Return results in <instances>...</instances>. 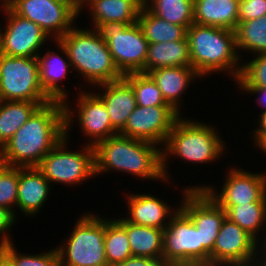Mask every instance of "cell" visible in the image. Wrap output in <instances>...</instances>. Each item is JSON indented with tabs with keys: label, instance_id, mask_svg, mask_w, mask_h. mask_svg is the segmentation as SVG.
Returning <instances> with one entry per match:
<instances>
[{
	"label": "cell",
	"instance_id": "1",
	"mask_svg": "<svg viewBox=\"0 0 266 266\" xmlns=\"http://www.w3.org/2000/svg\"><path fill=\"white\" fill-rule=\"evenodd\" d=\"M64 137L63 102L51 101L40 106L1 148L3 165L37 167Z\"/></svg>",
	"mask_w": 266,
	"mask_h": 266
},
{
	"label": "cell",
	"instance_id": "2",
	"mask_svg": "<svg viewBox=\"0 0 266 266\" xmlns=\"http://www.w3.org/2000/svg\"><path fill=\"white\" fill-rule=\"evenodd\" d=\"M157 144L120 134L100 141L94 146L95 174L117 170L139 178L165 179L162 149Z\"/></svg>",
	"mask_w": 266,
	"mask_h": 266
},
{
	"label": "cell",
	"instance_id": "3",
	"mask_svg": "<svg viewBox=\"0 0 266 266\" xmlns=\"http://www.w3.org/2000/svg\"><path fill=\"white\" fill-rule=\"evenodd\" d=\"M191 67L200 78L216 71H227L236 80L242 65L237 51L235 31L193 23L186 31ZM240 54V55H238ZM238 64V65H237ZM230 70V71H229Z\"/></svg>",
	"mask_w": 266,
	"mask_h": 266
},
{
	"label": "cell",
	"instance_id": "4",
	"mask_svg": "<svg viewBox=\"0 0 266 266\" xmlns=\"http://www.w3.org/2000/svg\"><path fill=\"white\" fill-rule=\"evenodd\" d=\"M58 41L65 47L73 70L84 76L88 83L97 86L124 77L95 29L72 27Z\"/></svg>",
	"mask_w": 266,
	"mask_h": 266
},
{
	"label": "cell",
	"instance_id": "5",
	"mask_svg": "<svg viewBox=\"0 0 266 266\" xmlns=\"http://www.w3.org/2000/svg\"><path fill=\"white\" fill-rule=\"evenodd\" d=\"M215 128L179 117L174 123L168 138L162 147V168L165 181H168L166 160L174 154L188 162L209 163L218 160L225 150L222 138ZM224 149V150H223ZM170 154L169 156H167Z\"/></svg>",
	"mask_w": 266,
	"mask_h": 266
},
{
	"label": "cell",
	"instance_id": "6",
	"mask_svg": "<svg viewBox=\"0 0 266 266\" xmlns=\"http://www.w3.org/2000/svg\"><path fill=\"white\" fill-rule=\"evenodd\" d=\"M63 105L65 137L41 160L37 168L50 183L58 182L72 186L96 175L95 151L94 147L88 144L84 145L81 152L67 151L68 129L74 117L71 108L67 106L69 104L63 103Z\"/></svg>",
	"mask_w": 266,
	"mask_h": 266
},
{
	"label": "cell",
	"instance_id": "7",
	"mask_svg": "<svg viewBox=\"0 0 266 266\" xmlns=\"http://www.w3.org/2000/svg\"><path fill=\"white\" fill-rule=\"evenodd\" d=\"M105 219L92 213L78 219L64 246L56 247L63 266H108L105 247Z\"/></svg>",
	"mask_w": 266,
	"mask_h": 266
},
{
	"label": "cell",
	"instance_id": "8",
	"mask_svg": "<svg viewBox=\"0 0 266 266\" xmlns=\"http://www.w3.org/2000/svg\"><path fill=\"white\" fill-rule=\"evenodd\" d=\"M107 44L118 70L126 75L140 73L146 62L148 41L138 23H99L94 28Z\"/></svg>",
	"mask_w": 266,
	"mask_h": 266
},
{
	"label": "cell",
	"instance_id": "9",
	"mask_svg": "<svg viewBox=\"0 0 266 266\" xmlns=\"http://www.w3.org/2000/svg\"><path fill=\"white\" fill-rule=\"evenodd\" d=\"M49 103L39 82L37 57H11L0 53V101Z\"/></svg>",
	"mask_w": 266,
	"mask_h": 266
},
{
	"label": "cell",
	"instance_id": "10",
	"mask_svg": "<svg viewBox=\"0 0 266 266\" xmlns=\"http://www.w3.org/2000/svg\"><path fill=\"white\" fill-rule=\"evenodd\" d=\"M168 266H203L199 230L180 209L163 229V257Z\"/></svg>",
	"mask_w": 266,
	"mask_h": 266
},
{
	"label": "cell",
	"instance_id": "11",
	"mask_svg": "<svg viewBox=\"0 0 266 266\" xmlns=\"http://www.w3.org/2000/svg\"><path fill=\"white\" fill-rule=\"evenodd\" d=\"M183 196V203L179 208L199 230L200 244H203V266H210V253L213 251L222 222L226 218V211L203 189L186 187Z\"/></svg>",
	"mask_w": 266,
	"mask_h": 266
},
{
	"label": "cell",
	"instance_id": "12",
	"mask_svg": "<svg viewBox=\"0 0 266 266\" xmlns=\"http://www.w3.org/2000/svg\"><path fill=\"white\" fill-rule=\"evenodd\" d=\"M5 4L15 14L38 24L49 37L54 35L55 40L72 28L79 15L68 2L60 0H5Z\"/></svg>",
	"mask_w": 266,
	"mask_h": 266
},
{
	"label": "cell",
	"instance_id": "13",
	"mask_svg": "<svg viewBox=\"0 0 266 266\" xmlns=\"http://www.w3.org/2000/svg\"><path fill=\"white\" fill-rule=\"evenodd\" d=\"M189 189H203L227 211L234 205L266 202V173H249L241 168H231L219 194L212 186H191Z\"/></svg>",
	"mask_w": 266,
	"mask_h": 266
},
{
	"label": "cell",
	"instance_id": "14",
	"mask_svg": "<svg viewBox=\"0 0 266 266\" xmlns=\"http://www.w3.org/2000/svg\"><path fill=\"white\" fill-rule=\"evenodd\" d=\"M1 6L8 22L5 32L0 28V53L11 57H37L48 35L38 24L15 14L5 3Z\"/></svg>",
	"mask_w": 266,
	"mask_h": 266
},
{
	"label": "cell",
	"instance_id": "15",
	"mask_svg": "<svg viewBox=\"0 0 266 266\" xmlns=\"http://www.w3.org/2000/svg\"><path fill=\"white\" fill-rule=\"evenodd\" d=\"M179 117L180 114L171 106L137 105L119 134L164 146Z\"/></svg>",
	"mask_w": 266,
	"mask_h": 266
},
{
	"label": "cell",
	"instance_id": "16",
	"mask_svg": "<svg viewBox=\"0 0 266 266\" xmlns=\"http://www.w3.org/2000/svg\"><path fill=\"white\" fill-rule=\"evenodd\" d=\"M257 247V240L226 217L210 253V266L251 263L258 255Z\"/></svg>",
	"mask_w": 266,
	"mask_h": 266
},
{
	"label": "cell",
	"instance_id": "17",
	"mask_svg": "<svg viewBox=\"0 0 266 266\" xmlns=\"http://www.w3.org/2000/svg\"><path fill=\"white\" fill-rule=\"evenodd\" d=\"M78 122L85 135L92 141L88 143L95 146L102 140L118 134L111 125L110 117L103 101L95 94L87 92L78 95Z\"/></svg>",
	"mask_w": 266,
	"mask_h": 266
},
{
	"label": "cell",
	"instance_id": "18",
	"mask_svg": "<svg viewBox=\"0 0 266 266\" xmlns=\"http://www.w3.org/2000/svg\"><path fill=\"white\" fill-rule=\"evenodd\" d=\"M102 86L103 94H96L104 103L111 120L112 128L119 134L125 127L136 104V98L131 84L123 77L121 79L97 85Z\"/></svg>",
	"mask_w": 266,
	"mask_h": 266
},
{
	"label": "cell",
	"instance_id": "19",
	"mask_svg": "<svg viewBox=\"0 0 266 266\" xmlns=\"http://www.w3.org/2000/svg\"><path fill=\"white\" fill-rule=\"evenodd\" d=\"M50 182L37 167H19L17 206L24 215L34 216L50 195Z\"/></svg>",
	"mask_w": 266,
	"mask_h": 266
},
{
	"label": "cell",
	"instance_id": "20",
	"mask_svg": "<svg viewBox=\"0 0 266 266\" xmlns=\"http://www.w3.org/2000/svg\"><path fill=\"white\" fill-rule=\"evenodd\" d=\"M54 42H57L56 44H58L62 53L65 54L68 62L65 61L59 54L54 53V51L52 53L46 52L42 57L38 55L39 82L44 93L52 101L67 103L68 94L58 83V80H63L66 73L68 74V70L70 69L69 67L72 66L70 60L68 59L65 47L58 40H55Z\"/></svg>",
	"mask_w": 266,
	"mask_h": 266
},
{
	"label": "cell",
	"instance_id": "21",
	"mask_svg": "<svg viewBox=\"0 0 266 266\" xmlns=\"http://www.w3.org/2000/svg\"><path fill=\"white\" fill-rule=\"evenodd\" d=\"M129 207L128 222L139 225L164 229L175 212L161 199L150 194H134L127 197ZM169 217V218H168ZM166 220V222H164ZM168 220V221H167Z\"/></svg>",
	"mask_w": 266,
	"mask_h": 266
},
{
	"label": "cell",
	"instance_id": "22",
	"mask_svg": "<svg viewBox=\"0 0 266 266\" xmlns=\"http://www.w3.org/2000/svg\"><path fill=\"white\" fill-rule=\"evenodd\" d=\"M161 91L163 99L180 114L179 105L181 95L185 93L188 84L200 75L191 66L164 67L147 73ZM199 76V77H198ZM180 97V98H179Z\"/></svg>",
	"mask_w": 266,
	"mask_h": 266
},
{
	"label": "cell",
	"instance_id": "23",
	"mask_svg": "<svg viewBox=\"0 0 266 266\" xmlns=\"http://www.w3.org/2000/svg\"><path fill=\"white\" fill-rule=\"evenodd\" d=\"M238 0H193L194 23L235 31Z\"/></svg>",
	"mask_w": 266,
	"mask_h": 266
},
{
	"label": "cell",
	"instance_id": "24",
	"mask_svg": "<svg viewBox=\"0 0 266 266\" xmlns=\"http://www.w3.org/2000/svg\"><path fill=\"white\" fill-rule=\"evenodd\" d=\"M191 66V56L188 40L171 42L150 43L148 45L147 58L142 74L164 67H188Z\"/></svg>",
	"mask_w": 266,
	"mask_h": 266
},
{
	"label": "cell",
	"instance_id": "25",
	"mask_svg": "<svg viewBox=\"0 0 266 266\" xmlns=\"http://www.w3.org/2000/svg\"><path fill=\"white\" fill-rule=\"evenodd\" d=\"M115 220L127 233L132 256L162 259L163 229L139 226L125 218Z\"/></svg>",
	"mask_w": 266,
	"mask_h": 266
},
{
	"label": "cell",
	"instance_id": "26",
	"mask_svg": "<svg viewBox=\"0 0 266 266\" xmlns=\"http://www.w3.org/2000/svg\"><path fill=\"white\" fill-rule=\"evenodd\" d=\"M88 8L95 26L112 21L135 24L141 10L135 0H94Z\"/></svg>",
	"mask_w": 266,
	"mask_h": 266
},
{
	"label": "cell",
	"instance_id": "27",
	"mask_svg": "<svg viewBox=\"0 0 266 266\" xmlns=\"http://www.w3.org/2000/svg\"><path fill=\"white\" fill-rule=\"evenodd\" d=\"M31 101H0V149L42 105Z\"/></svg>",
	"mask_w": 266,
	"mask_h": 266
},
{
	"label": "cell",
	"instance_id": "28",
	"mask_svg": "<svg viewBox=\"0 0 266 266\" xmlns=\"http://www.w3.org/2000/svg\"><path fill=\"white\" fill-rule=\"evenodd\" d=\"M137 23L149 44L183 40L186 37L187 29L184 26L169 23L147 8H141Z\"/></svg>",
	"mask_w": 266,
	"mask_h": 266
},
{
	"label": "cell",
	"instance_id": "29",
	"mask_svg": "<svg viewBox=\"0 0 266 266\" xmlns=\"http://www.w3.org/2000/svg\"><path fill=\"white\" fill-rule=\"evenodd\" d=\"M104 247L108 266H117L132 256L127 233L115 219H105Z\"/></svg>",
	"mask_w": 266,
	"mask_h": 266
},
{
	"label": "cell",
	"instance_id": "30",
	"mask_svg": "<svg viewBox=\"0 0 266 266\" xmlns=\"http://www.w3.org/2000/svg\"><path fill=\"white\" fill-rule=\"evenodd\" d=\"M226 217L238 224L255 240L258 231L266 224V202H253L231 206L226 211ZM265 223V224H264Z\"/></svg>",
	"mask_w": 266,
	"mask_h": 266
},
{
	"label": "cell",
	"instance_id": "31",
	"mask_svg": "<svg viewBox=\"0 0 266 266\" xmlns=\"http://www.w3.org/2000/svg\"><path fill=\"white\" fill-rule=\"evenodd\" d=\"M146 8L157 17L186 29L194 23L193 0H153Z\"/></svg>",
	"mask_w": 266,
	"mask_h": 266
},
{
	"label": "cell",
	"instance_id": "32",
	"mask_svg": "<svg viewBox=\"0 0 266 266\" xmlns=\"http://www.w3.org/2000/svg\"><path fill=\"white\" fill-rule=\"evenodd\" d=\"M237 50L266 53V15L238 23L235 29Z\"/></svg>",
	"mask_w": 266,
	"mask_h": 266
},
{
	"label": "cell",
	"instance_id": "33",
	"mask_svg": "<svg viewBox=\"0 0 266 266\" xmlns=\"http://www.w3.org/2000/svg\"><path fill=\"white\" fill-rule=\"evenodd\" d=\"M124 78L131 84L139 106H170L163 99L162 94L154 80L148 74L128 73Z\"/></svg>",
	"mask_w": 266,
	"mask_h": 266
},
{
	"label": "cell",
	"instance_id": "34",
	"mask_svg": "<svg viewBox=\"0 0 266 266\" xmlns=\"http://www.w3.org/2000/svg\"><path fill=\"white\" fill-rule=\"evenodd\" d=\"M0 249L15 263V266H63L55 248L46 253L27 255L17 253L11 242L1 245Z\"/></svg>",
	"mask_w": 266,
	"mask_h": 266
},
{
	"label": "cell",
	"instance_id": "35",
	"mask_svg": "<svg viewBox=\"0 0 266 266\" xmlns=\"http://www.w3.org/2000/svg\"><path fill=\"white\" fill-rule=\"evenodd\" d=\"M19 183V167L2 165L0 168V207L12 210L17 205Z\"/></svg>",
	"mask_w": 266,
	"mask_h": 266
},
{
	"label": "cell",
	"instance_id": "36",
	"mask_svg": "<svg viewBox=\"0 0 266 266\" xmlns=\"http://www.w3.org/2000/svg\"><path fill=\"white\" fill-rule=\"evenodd\" d=\"M242 65L239 87H266V53H260L252 61Z\"/></svg>",
	"mask_w": 266,
	"mask_h": 266
},
{
	"label": "cell",
	"instance_id": "37",
	"mask_svg": "<svg viewBox=\"0 0 266 266\" xmlns=\"http://www.w3.org/2000/svg\"><path fill=\"white\" fill-rule=\"evenodd\" d=\"M238 23L266 15V0H244L239 2Z\"/></svg>",
	"mask_w": 266,
	"mask_h": 266
},
{
	"label": "cell",
	"instance_id": "38",
	"mask_svg": "<svg viewBox=\"0 0 266 266\" xmlns=\"http://www.w3.org/2000/svg\"><path fill=\"white\" fill-rule=\"evenodd\" d=\"M16 215H14L10 210L0 207V233L2 236L0 239V246L4 244L11 243V237L8 236L6 232L12 227L15 223Z\"/></svg>",
	"mask_w": 266,
	"mask_h": 266
},
{
	"label": "cell",
	"instance_id": "39",
	"mask_svg": "<svg viewBox=\"0 0 266 266\" xmlns=\"http://www.w3.org/2000/svg\"><path fill=\"white\" fill-rule=\"evenodd\" d=\"M117 266H168L163 259L131 256Z\"/></svg>",
	"mask_w": 266,
	"mask_h": 266
},
{
	"label": "cell",
	"instance_id": "40",
	"mask_svg": "<svg viewBox=\"0 0 266 266\" xmlns=\"http://www.w3.org/2000/svg\"><path fill=\"white\" fill-rule=\"evenodd\" d=\"M242 89V91H246V93H255V94H262L259 99H257L258 103L260 105H262L261 107H264L265 110L263 111H266V87H239V89Z\"/></svg>",
	"mask_w": 266,
	"mask_h": 266
},
{
	"label": "cell",
	"instance_id": "41",
	"mask_svg": "<svg viewBox=\"0 0 266 266\" xmlns=\"http://www.w3.org/2000/svg\"><path fill=\"white\" fill-rule=\"evenodd\" d=\"M259 116V126L255 129L254 135H266V111H263Z\"/></svg>",
	"mask_w": 266,
	"mask_h": 266
},
{
	"label": "cell",
	"instance_id": "42",
	"mask_svg": "<svg viewBox=\"0 0 266 266\" xmlns=\"http://www.w3.org/2000/svg\"><path fill=\"white\" fill-rule=\"evenodd\" d=\"M94 0H71V6L73 9L80 14L81 10L83 9L82 6L88 7V4L90 5Z\"/></svg>",
	"mask_w": 266,
	"mask_h": 266
},
{
	"label": "cell",
	"instance_id": "43",
	"mask_svg": "<svg viewBox=\"0 0 266 266\" xmlns=\"http://www.w3.org/2000/svg\"><path fill=\"white\" fill-rule=\"evenodd\" d=\"M255 146L266 154V135H254Z\"/></svg>",
	"mask_w": 266,
	"mask_h": 266
},
{
	"label": "cell",
	"instance_id": "44",
	"mask_svg": "<svg viewBox=\"0 0 266 266\" xmlns=\"http://www.w3.org/2000/svg\"><path fill=\"white\" fill-rule=\"evenodd\" d=\"M0 266H15V263L0 249Z\"/></svg>",
	"mask_w": 266,
	"mask_h": 266
},
{
	"label": "cell",
	"instance_id": "45",
	"mask_svg": "<svg viewBox=\"0 0 266 266\" xmlns=\"http://www.w3.org/2000/svg\"><path fill=\"white\" fill-rule=\"evenodd\" d=\"M141 8H146L153 0H135Z\"/></svg>",
	"mask_w": 266,
	"mask_h": 266
},
{
	"label": "cell",
	"instance_id": "46",
	"mask_svg": "<svg viewBox=\"0 0 266 266\" xmlns=\"http://www.w3.org/2000/svg\"><path fill=\"white\" fill-rule=\"evenodd\" d=\"M230 266H261L260 264H254L253 262L251 263H246V264H236V265H230Z\"/></svg>",
	"mask_w": 266,
	"mask_h": 266
},
{
	"label": "cell",
	"instance_id": "47",
	"mask_svg": "<svg viewBox=\"0 0 266 266\" xmlns=\"http://www.w3.org/2000/svg\"><path fill=\"white\" fill-rule=\"evenodd\" d=\"M264 246H263V250H265L266 251V241H264V244H263ZM265 248V249H264ZM265 254H266V252H265ZM264 258H265V260H264ZM260 264L262 265V266H266V255H265V257H264V255H263V262L261 263L260 262Z\"/></svg>",
	"mask_w": 266,
	"mask_h": 266
},
{
	"label": "cell",
	"instance_id": "48",
	"mask_svg": "<svg viewBox=\"0 0 266 266\" xmlns=\"http://www.w3.org/2000/svg\"><path fill=\"white\" fill-rule=\"evenodd\" d=\"M3 165V160H2V154H1V149H0V168Z\"/></svg>",
	"mask_w": 266,
	"mask_h": 266
},
{
	"label": "cell",
	"instance_id": "49",
	"mask_svg": "<svg viewBox=\"0 0 266 266\" xmlns=\"http://www.w3.org/2000/svg\"><path fill=\"white\" fill-rule=\"evenodd\" d=\"M60 1L68 2L71 5V0H60Z\"/></svg>",
	"mask_w": 266,
	"mask_h": 266
}]
</instances>
